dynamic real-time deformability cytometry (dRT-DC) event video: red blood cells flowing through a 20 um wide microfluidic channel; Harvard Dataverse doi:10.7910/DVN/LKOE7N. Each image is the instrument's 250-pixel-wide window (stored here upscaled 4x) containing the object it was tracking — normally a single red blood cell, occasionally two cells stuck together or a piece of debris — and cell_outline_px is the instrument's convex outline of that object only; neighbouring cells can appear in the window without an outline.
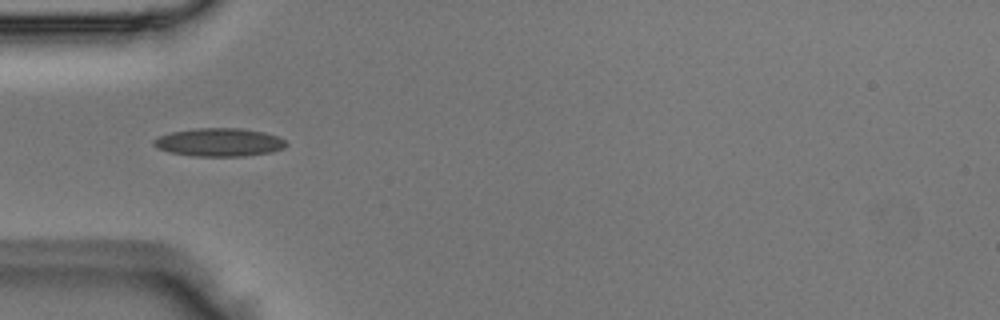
{"species": "Egyptian fruit bat (a non-hibernating species)", "species_latin": "Rousettus aegyptiacus", "temperature_condition": "room temperature", "stored_images_in_passage": 4, "camera_frame_rate_fps": 3000, "um_per_image_px": 0.085, "animal": {"sex": "male"}, "frame": {"image": 1, "passage_image": 4, "time_ms": 1.0, "image_size_px": [1000, 320], "cell_outline_px": [[288, 144], [284, 148], [272, 152], [244, 156], [192, 156], [168, 152], [156, 148], [152, 144], [152, 140], [160, 136], [172, 132], [200, 128], [240, 128], [264, 132], [276, 136], [284, 140]], "centroid_in_image_um": [18.62, 12.1], "position_along_channel_um": 66.4, "area_um2": 21.79}}